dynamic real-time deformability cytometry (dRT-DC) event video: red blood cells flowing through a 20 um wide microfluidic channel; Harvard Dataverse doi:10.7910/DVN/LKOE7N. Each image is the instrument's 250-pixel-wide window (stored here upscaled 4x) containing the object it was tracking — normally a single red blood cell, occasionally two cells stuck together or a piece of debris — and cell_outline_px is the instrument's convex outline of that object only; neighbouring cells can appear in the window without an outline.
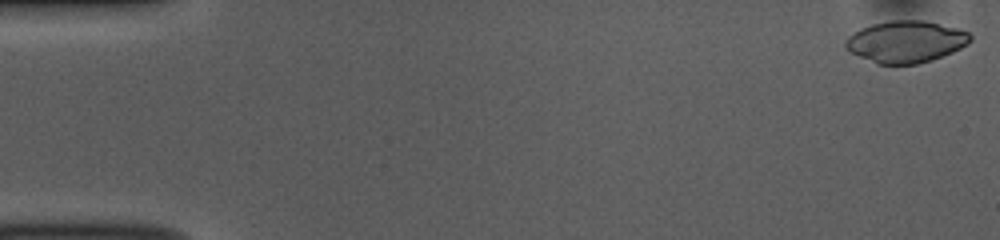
{"species": "common noctule bat (a hibernating species)", "species_latin": "Nyctalus noctula", "temperature_condition": "room temperature", "stored_images_in_passage": 52, "camera_frame_rate_fps": 3000, "um_per_image_px": 0.085, "animal": {"sex": "female", "body_mass_g": 10.0, "forearm_length_mm": 53.1}, "frame": {"image": 1, "passage_image": 1, "time_ms": 0.0, "image_size_px": [1000, 240], "cell_outline_px": [[972, 40], [968, 44], [952, 52], [932, 60], [916, 64], [876, 64], [848, 52], [844, 48], [844, 44], [848, 36], [860, 28], [872, 24], [892, 20], [924, 20], [956, 28], [968, 32], [972, 36]], "centroid_in_image_um": [76.96, 3.55], "position_along_channel_um": 8.0, "area_um2": 30.58}}
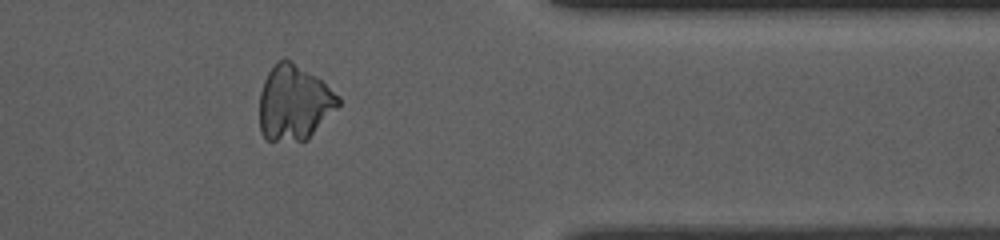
{"frame": {"image": 2, "passage_image": 43, "time_ms": 14.0, "image_size_px": [1000, 240], "cell_outline_px": [[340, 104], [308, 140], [264, 140], [260, 132], [260, 92], [264, 80], [268, 72], [276, 60], [284, 56], [316, 76], [340, 96]], "centroid_in_image_um": [24.98, 8.72], "position_along_channel_um": 386.4, "area_um2": 34.62}}